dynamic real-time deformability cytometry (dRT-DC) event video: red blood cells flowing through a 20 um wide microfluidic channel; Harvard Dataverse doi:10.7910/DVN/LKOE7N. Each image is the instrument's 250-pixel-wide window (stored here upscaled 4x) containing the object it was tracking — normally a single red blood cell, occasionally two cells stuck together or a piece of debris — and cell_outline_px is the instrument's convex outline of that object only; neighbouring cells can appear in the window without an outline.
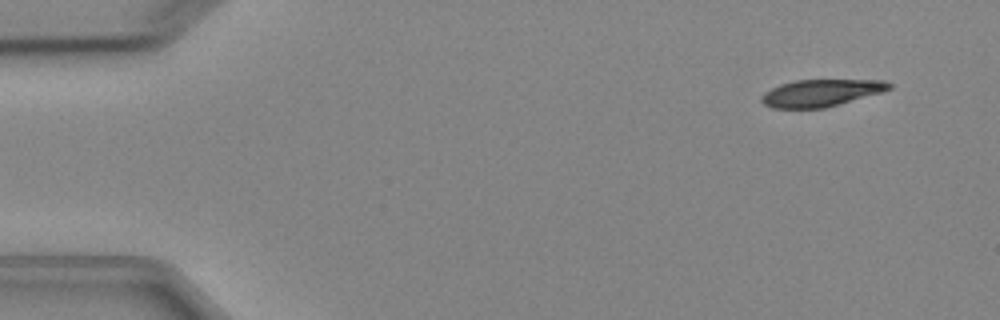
{"species": "Egyptian fruit bat (a non-hibernating species)", "species_latin": "Rousettus aegyptiacus", "temperature_condition": "cold", "stored_images_in_passage": 5, "segment_of_instrument_passage": [2, 2], "camera_frame_rate_fps": 3000, "um_per_image_px": 0.085, "animal": {"sex": "female"}, "frame": {"image": 1, "passage_image": 5, "time_ms": 5.667, "image_size_px": [1000, 320], "cell_outline_px": [[892, 88], [880, 92], [824, 108], [772, 108], [764, 104], [760, 100], [760, 96], [764, 92], [780, 84], [796, 80], [884, 80], [892, 84]], "centroid_in_image_um": [69.74, 7.89], "position_along_channel_um": 15.3, "area_um2": 19.94}}